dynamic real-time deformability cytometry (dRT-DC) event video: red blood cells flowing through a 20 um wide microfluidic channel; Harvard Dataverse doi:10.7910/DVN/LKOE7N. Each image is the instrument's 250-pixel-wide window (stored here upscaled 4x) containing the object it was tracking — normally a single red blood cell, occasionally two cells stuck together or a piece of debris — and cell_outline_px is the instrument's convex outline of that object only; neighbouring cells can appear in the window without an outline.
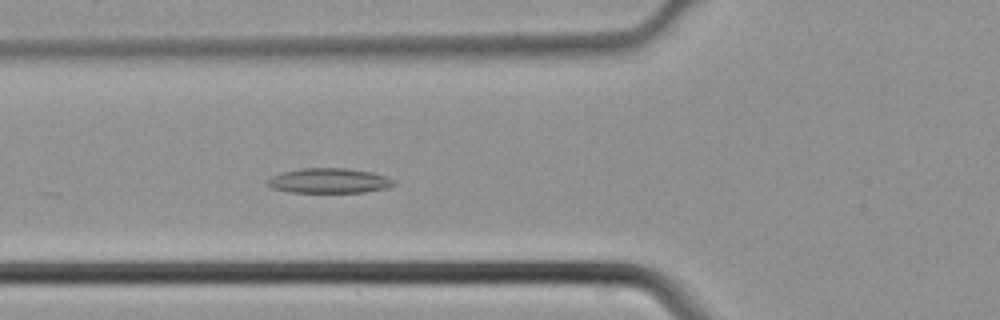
{"species": "common noctule bat (a hibernating species)", "species_latin": "Nyctalus noctula", "temperature_condition": "cold", "stored_images_in_passage": 33, "camera_frame_rate_fps": 3000, "um_per_image_px": 0.085, "animal": {"sex": "male", "body_mass_g": 21.5, "forearm_length_mm": 52.0}, "frame": {"image": 1, "passage_image": 5, "time_ms": 1.333, "image_size_px": [1000, 320], "cell_outline_px": [[396, 184], [388, 188], [364, 192], [292, 192], [272, 188], [268, 184], [268, 180], [272, 176], [284, 172], [300, 168], [344, 168], [372, 172], [396, 180]], "centroid_in_image_um": [28.02, 15.36], "position_along_channel_um": 97.8, "area_um2": 18.21}}
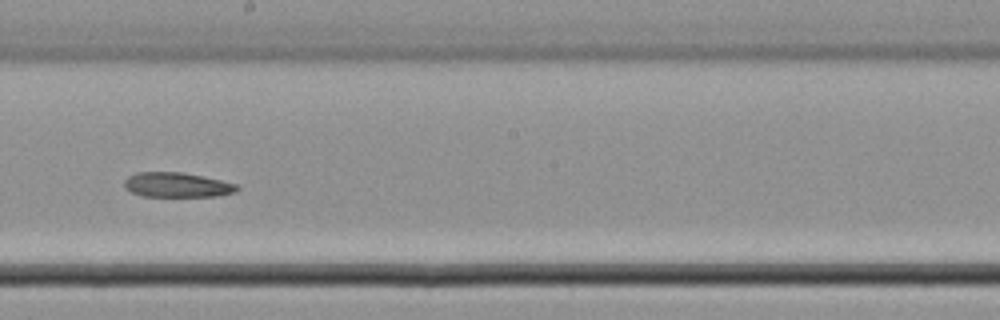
{"frame": {"image": 2, "passage_image": 14, "time_ms": 4.333, "image_size_px": [1000, 320], "cell_outline_px": [[240, 188], [236, 192], [216, 196], [144, 196], [132, 192], [124, 188], [124, 180], [128, 176], [136, 172], [180, 172], [204, 176], [236, 184]], "centroid_in_image_um": [15.03, 15.71], "position_along_channel_um": 233.2, "area_um2": 16.24}}
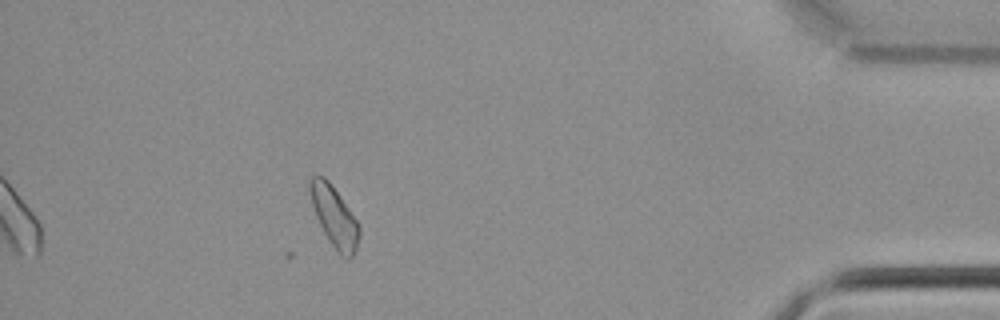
{"frame": {"image": 3, "passage_image": 29, "time_ms": 9.333, "image_size_px": [1000, 320], "cell_outline_px": [[360, 236], [356, 252], [348, 260], [340, 256], [328, 240], [316, 216], [312, 204], [308, 188], [308, 180], [312, 176], [324, 176], [328, 180], [340, 196], [356, 220], [360, 228]], "centroid_in_image_um": [28.42, 18.44], "position_along_channel_um": 406.8, "area_um2": 17.4}}